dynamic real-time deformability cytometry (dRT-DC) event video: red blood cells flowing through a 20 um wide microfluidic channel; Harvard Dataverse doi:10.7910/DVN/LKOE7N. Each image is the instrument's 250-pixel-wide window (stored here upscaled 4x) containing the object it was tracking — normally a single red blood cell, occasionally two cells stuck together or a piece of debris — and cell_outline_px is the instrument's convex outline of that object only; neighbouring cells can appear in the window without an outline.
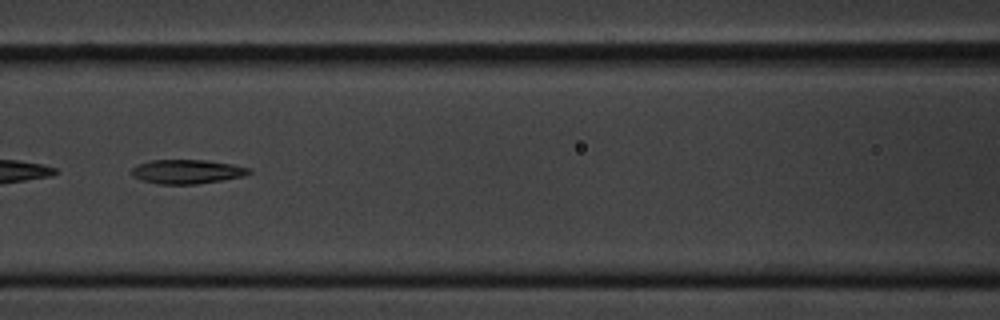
{"species": "common noctule bat (a hibernating species)", "species_latin": "Nyctalus noctula", "temperature_condition": "cold", "stored_images_in_passage": 8, "camera_frame_rate_fps": 3000, "um_per_image_px": 0.085, "animal": {"sex": "male", "body_mass_g": 20.1, "forearm_length_mm": 53.5}, "frame": {"image": 1, "passage_image": 7, "time_ms": 7.0, "image_size_px": [1000, 320], "cell_outline_px": [[252, 172], [244, 176], [196, 184], [160, 184], [140, 180], [132, 176], [132, 168], [140, 164], [152, 160], [204, 160], [232, 164], [252, 168]], "centroid_in_image_um": [15.91, 14.59], "position_along_channel_um": 150.7, "area_um2": 16.42}}
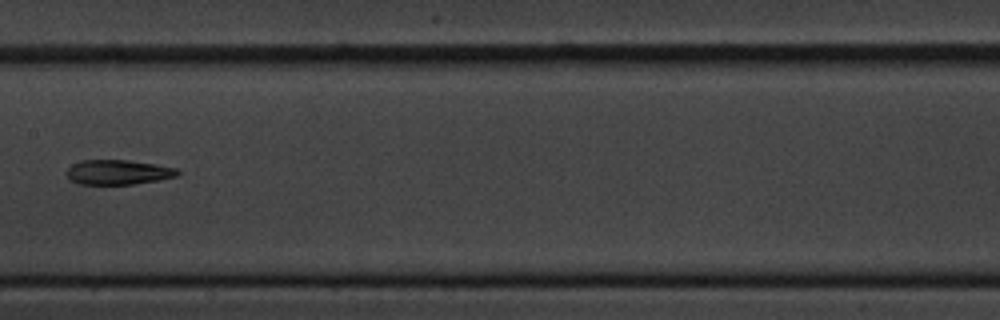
{"frame": {"image": 2, "passage_image": 8, "time_ms": 8.333, "image_size_px": [1000, 320], "cell_outline_px": [[180, 172], [176, 176], [156, 180], [132, 184], [80, 184], [72, 180], [64, 172], [72, 164], [80, 160], [128, 160], [156, 164], [176, 168]], "centroid_in_image_um": [10.01, 14.62], "position_along_channel_um": 197.4, "area_um2": 15.9}}